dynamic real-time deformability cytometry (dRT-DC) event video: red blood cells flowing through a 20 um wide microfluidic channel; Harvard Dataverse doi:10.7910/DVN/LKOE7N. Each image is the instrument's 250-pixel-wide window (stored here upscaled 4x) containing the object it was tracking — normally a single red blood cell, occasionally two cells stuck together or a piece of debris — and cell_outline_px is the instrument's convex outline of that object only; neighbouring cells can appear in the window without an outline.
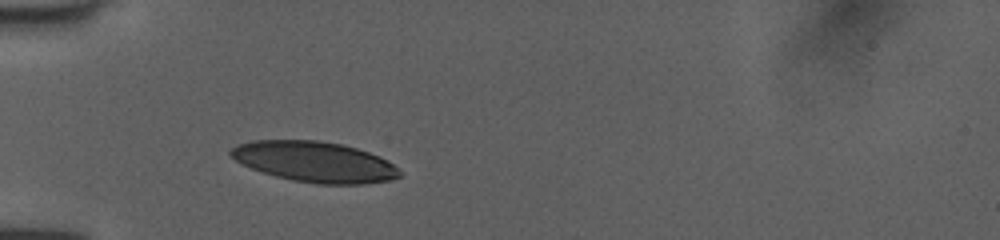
{"species": "human", "species_latin": "Homo sapiens", "temperature_condition": "room temperature", "stored_images_in_passage": 31, "camera_frame_rate_fps": 3000, "um_per_image_px": 0.085, "donor": {"sex": "female"}, "frame": {"image": 1, "passage_image": 1, "time_ms": 0.0, "image_size_px": [1000, 240], "cell_outline_px": [[400, 176], [388, 180], [364, 184], [320, 184], [292, 180], [276, 176], [240, 164], [228, 152], [236, 144], [252, 140], [316, 140], [340, 144], [356, 148], [380, 156], [388, 160], [400, 168]], "centroid_in_image_um": [26.74, 13.75], "position_along_channel_um": 58.3, "area_um2": 39.88}}
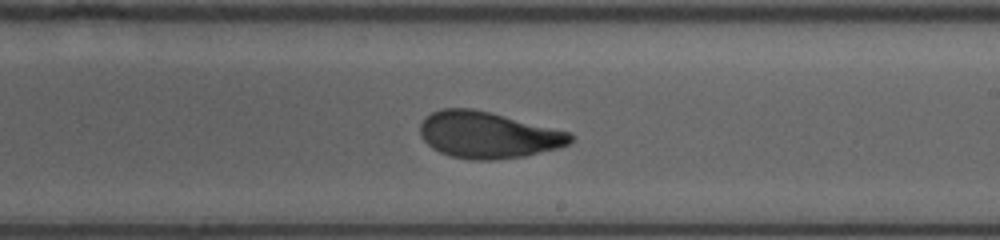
{"frame": {"image": 2, "passage_image": 16, "time_ms": 5.0, "image_size_px": [1000, 240], "cell_outline_px": [[572, 140], [568, 144], [556, 148], [524, 156], [492, 160], [472, 160], [452, 156], [440, 152], [432, 148], [420, 136], [420, 124], [432, 112], [444, 108], [472, 108], [572, 132]], "centroid_in_image_um": [41.47, 11.47], "position_along_channel_um": 247.5, "area_um2": 40.4}}
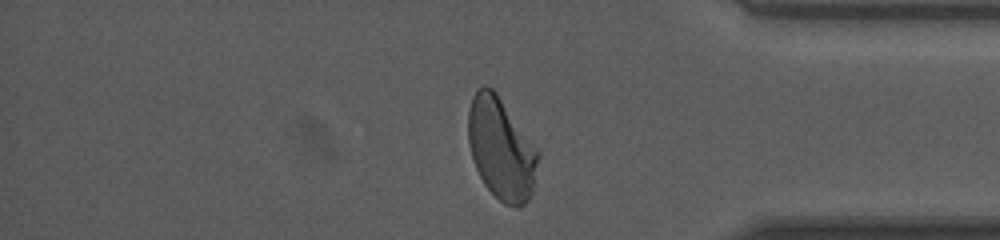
{"frame": {"image": 3, "passage_image": 28, "time_ms": 9.0, "image_size_px": [1000, 240], "cell_outline_px": [[540, 156], [532, 196], [524, 204], [516, 208], [504, 204], [484, 184], [476, 168], [472, 156], [468, 140], [468, 112], [472, 96], [484, 84], [492, 88], [496, 92], [540, 152]], "centroid_in_image_um": [42.62, 12.66], "position_along_channel_um": 392.6, "area_um2": 41.5}, "authors_computed_cell_mechanics": {"area_um2": 41.038, "velocity_mm_per_s": 4.0, "shape_relaxation_time_tau1_ms": 4.4833, "shape_relaxation_time_tau2_ms": 1.0744, "deformation_change_tau1": 0.1759, "deformation_change_tau2": 0.0645}}